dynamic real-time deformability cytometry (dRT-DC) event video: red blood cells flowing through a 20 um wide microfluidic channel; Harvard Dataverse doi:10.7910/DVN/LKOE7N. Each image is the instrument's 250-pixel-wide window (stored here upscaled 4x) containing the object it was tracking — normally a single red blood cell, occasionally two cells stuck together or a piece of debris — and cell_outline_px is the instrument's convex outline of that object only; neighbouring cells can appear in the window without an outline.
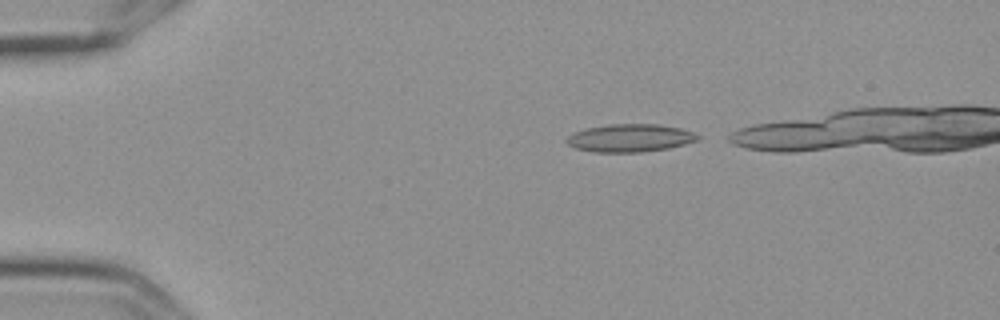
{"species": "Egyptian fruit bat (a non-hibernating species)", "species_latin": "Rousettus aegyptiacus", "temperature_condition": "cold", "stored_images_in_passage": 38, "camera_frame_rate_fps": 3000, "um_per_image_px": 0.085, "frame": {"image": 1, "passage_image": 2, "time_ms": 0.333, "image_size_px": [1000, 320], "cell_outline_px": [[700, 140], [668, 148], [640, 152], [592, 152], [576, 148], [568, 144], [564, 140], [572, 132], [588, 128], [608, 124], [656, 124], [680, 128], [692, 132], [700, 136]], "centroid_in_image_um": [53.53, 11.73], "position_along_channel_um": 31.5, "area_um2": 21.27}}
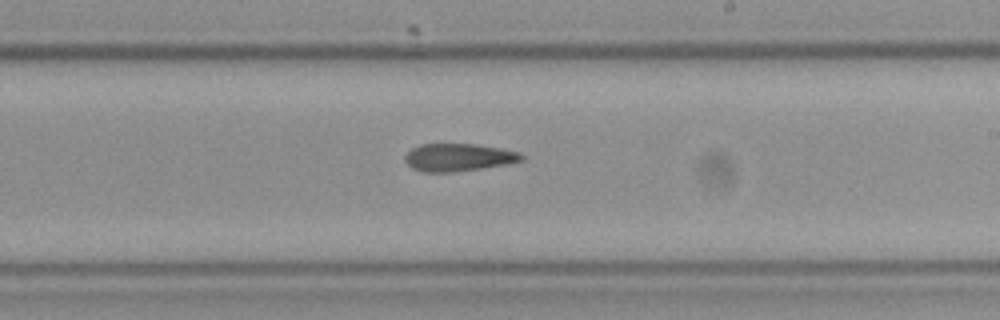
{"frame": {"image": 2, "passage_image": 25, "time_ms": 8.0, "image_size_px": [1000, 320], "cell_outline_px": [[524, 160], [508, 164], [452, 172], [424, 172], [412, 168], [404, 160], [404, 156], [412, 148], [420, 144], [476, 144], [500, 148], [520, 152], [524, 156]], "centroid_in_image_um": [38.98, 13.37], "position_along_channel_um": 250.0, "area_um2": 18.79}}
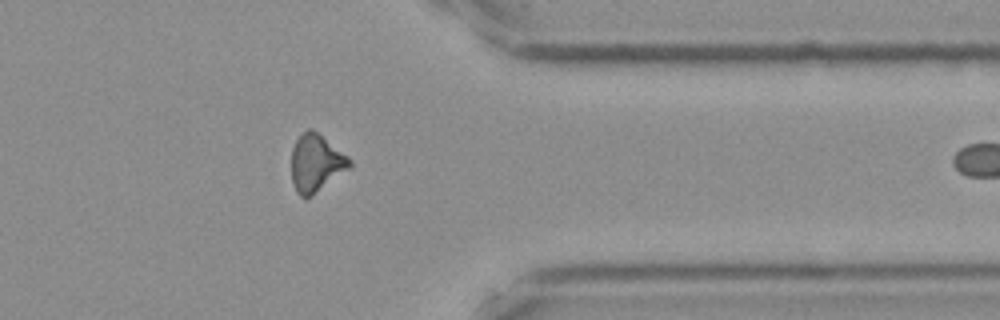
{"frame": {"image": 3, "passage_image": 37, "time_ms": 12.0, "image_size_px": [1000, 320], "cell_outline_px": [[352, 168], [312, 196], [304, 200], [296, 192], [292, 184], [292, 148], [296, 140], [308, 128], [312, 128], [348, 156], [352, 160]], "centroid_in_image_um": [26.88, 13.9], "position_along_channel_um": 384.5, "area_um2": 19.83}}